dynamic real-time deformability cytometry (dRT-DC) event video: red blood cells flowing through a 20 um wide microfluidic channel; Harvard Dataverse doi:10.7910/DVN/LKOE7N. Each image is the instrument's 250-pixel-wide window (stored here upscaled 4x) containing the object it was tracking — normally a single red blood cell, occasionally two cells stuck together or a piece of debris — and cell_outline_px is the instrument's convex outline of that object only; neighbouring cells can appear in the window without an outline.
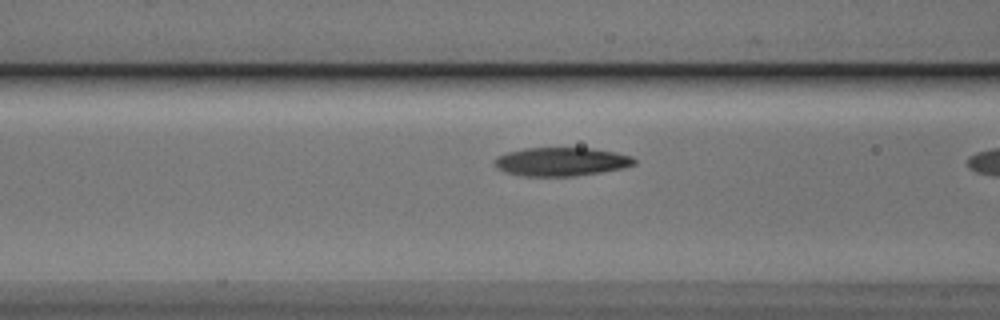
{"species": "Egyptian fruit bat (a non-hibernating species)", "species_latin": "Rousettus aegyptiacus", "temperature_condition": "cold", "stored_images_in_passage": 20, "camera_frame_rate_fps": 3000, "um_per_image_px": 0.085, "animal": {"sex": "male"}, "frame": {"image": 1, "passage_image": 19, "time_ms": 6.0, "image_size_px": [1000, 320], "cell_outline_px": [[636, 164], [624, 168], [600, 172], [572, 176], [524, 176], [504, 172], [496, 168], [496, 156], [508, 152], [524, 148], [592, 148], [616, 152], [632, 156], [636, 160]], "centroid_in_image_um": [47.73, 13.74], "position_along_channel_um": 118.9, "area_um2": 23.29}}